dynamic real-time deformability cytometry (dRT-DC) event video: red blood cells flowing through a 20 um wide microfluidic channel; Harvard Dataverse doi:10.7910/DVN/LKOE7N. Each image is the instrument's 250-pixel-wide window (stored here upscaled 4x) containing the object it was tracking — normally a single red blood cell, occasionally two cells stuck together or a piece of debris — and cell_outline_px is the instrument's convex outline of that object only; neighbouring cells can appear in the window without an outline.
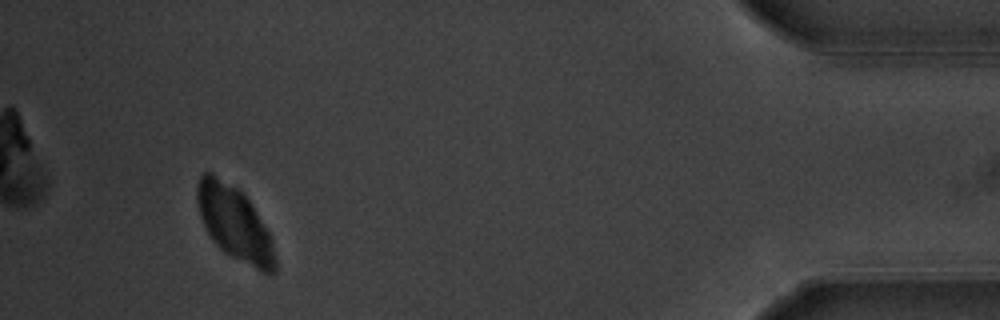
{"species": "common noctule bat (a hibernating species)", "species_latin": "Nyctalus noctula", "temperature_condition": "warm", "stored_images_in_passage": 53, "camera_frame_rate_fps": 3000, "um_per_image_px": 0.085, "animal": {"sex": "male", "body_mass_g": 20.1, "forearm_length_mm": 53.5}, "frame": {"image": 1, "passage_image": 49, "time_ms": 16.0, "image_size_px": [1000, 320], "cell_outline_px": [[276, 272], [260, 272], [228, 256], [212, 240], [204, 228], [200, 216], [196, 200], [196, 184], [200, 176], [204, 172], [212, 172], [236, 188], [248, 200], [256, 212], [268, 232], [272, 240], [276, 260]], "centroid_in_image_um": [19.9, 19.01], "position_along_channel_um": 415.3, "area_um2": 33.7}}